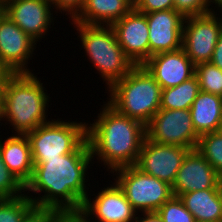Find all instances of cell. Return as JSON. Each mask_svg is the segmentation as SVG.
<instances>
[{"label":"cell","mask_w":222,"mask_h":222,"mask_svg":"<svg viewBox=\"0 0 222 222\" xmlns=\"http://www.w3.org/2000/svg\"><path fill=\"white\" fill-rule=\"evenodd\" d=\"M190 111L194 129L199 137L222 130V96L200 91Z\"/></svg>","instance_id":"19"},{"label":"cell","mask_w":222,"mask_h":222,"mask_svg":"<svg viewBox=\"0 0 222 222\" xmlns=\"http://www.w3.org/2000/svg\"><path fill=\"white\" fill-rule=\"evenodd\" d=\"M135 9L144 14L170 10L174 9V0H139Z\"/></svg>","instance_id":"31"},{"label":"cell","mask_w":222,"mask_h":222,"mask_svg":"<svg viewBox=\"0 0 222 222\" xmlns=\"http://www.w3.org/2000/svg\"><path fill=\"white\" fill-rule=\"evenodd\" d=\"M199 92V81L194 75L177 86L162 89L160 109H190Z\"/></svg>","instance_id":"22"},{"label":"cell","mask_w":222,"mask_h":222,"mask_svg":"<svg viewBox=\"0 0 222 222\" xmlns=\"http://www.w3.org/2000/svg\"><path fill=\"white\" fill-rule=\"evenodd\" d=\"M34 206L27 195L0 199V222H21L25 214Z\"/></svg>","instance_id":"25"},{"label":"cell","mask_w":222,"mask_h":222,"mask_svg":"<svg viewBox=\"0 0 222 222\" xmlns=\"http://www.w3.org/2000/svg\"><path fill=\"white\" fill-rule=\"evenodd\" d=\"M39 80L34 72L17 73L2 84L3 122L13 127V135H27L50 121L47 119L50 94Z\"/></svg>","instance_id":"3"},{"label":"cell","mask_w":222,"mask_h":222,"mask_svg":"<svg viewBox=\"0 0 222 222\" xmlns=\"http://www.w3.org/2000/svg\"><path fill=\"white\" fill-rule=\"evenodd\" d=\"M0 8L36 42L46 37L51 24L54 25L55 11L50 0H3L0 2Z\"/></svg>","instance_id":"11"},{"label":"cell","mask_w":222,"mask_h":222,"mask_svg":"<svg viewBox=\"0 0 222 222\" xmlns=\"http://www.w3.org/2000/svg\"><path fill=\"white\" fill-rule=\"evenodd\" d=\"M200 91L222 96V70L211 62L195 66Z\"/></svg>","instance_id":"24"},{"label":"cell","mask_w":222,"mask_h":222,"mask_svg":"<svg viewBox=\"0 0 222 222\" xmlns=\"http://www.w3.org/2000/svg\"><path fill=\"white\" fill-rule=\"evenodd\" d=\"M32 160L34 170L25 185L28 191L25 195L35 206L55 209L62 215H78L90 191L86 186L87 170L93 166L87 138L72 153L54 159ZM42 192L44 195L40 194Z\"/></svg>","instance_id":"1"},{"label":"cell","mask_w":222,"mask_h":222,"mask_svg":"<svg viewBox=\"0 0 222 222\" xmlns=\"http://www.w3.org/2000/svg\"><path fill=\"white\" fill-rule=\"evenodd\" d=\"M208 4H209V13H222V0H208ZM215 5V6H212ZM212 8H211V7ZM215 7V8H213ZM218 10V12H216L214 9Z\"/></svg>","instance_id":"35"},{"label":"cell","mask_w":222,"mask_h":222,"mask_svg":"<svg viewBox=\"0 0 222 222\" xmlns=\"http://www.w3.org/2000/svg\"><path fill=\"white\" fill-rule=\"evenodd\" d=\"M210 62L222 70V32L219 36Z\"/></svg>","instance_id":"32"},{"label":"cell","mask_w":222,"mask_h":222,"mask_svg":"<svg viewBox=\"0 0 222 222\" xmlns=\"http://www.w3.org/2000/svg\"><path fill=\"white\" fill-rule=\"evenodd\" d=\"M115 172V173H114ZM113 180L137 213L156 212L173 196L172 186L146 174L135 165L115 169Z\"/></svg>","instance_id":"7"},{"label":"cell","mask_w":222,"mask_h":222,"mask_svg":"<svg viewBox=\"0 0 222 222\" xmlns=\"http://www.w3.org/2000/svg\"><path fill=\"white\" fill-rule=\"evenodd\" d=\"M91 196L88 194L78 214L84 222H133L137 215L116 182L100 189L97 195L93 194L95 198Z\"/></svg>","instance_id":"10"},{"label":"cell","mask_w":222,"mask_h":222,"mask_svg":"<svg viewBox=\"0 0 222 222\" xmlns=\"http://www.w3.org/2000/svg\"><path fill=\"white\" fill-rule=\"evenodd\" d=\"M62 214L51 208L33 206L21 222H56Z\"/></svg>","instance_id":"29"},{"label":"cell","mask_w":222,"mask_h":222,"mask_svg":"<svg viewBox=\"0 0 222 222\" xmlns=\"http://www.w3.org/2000/svg\"><path fill=\"white\" fill-rule=\"evenodd\" d=\"M162 88L143 65H136L108 89L107 103L145 126L160 110Z\"/></svg>","instance_id":"4"},{"label":"cell","mask_w":222,"mask_h":222,"mask_svg":"<svg viewBox=\"0 0 222 222\" xmlns=\"http://www.w3.org/2000/svg\"><path fill=\"white\" fill-rule=\"evenodd\" d=\"M3 121V90L2 85H0V123ZM2 126V124H0Z\"/></svg>","instance_id":"37"},{"label":"cell","mask_w":222,"mask_h":222,"mask_svg":"<svg viewBox=\"0 0 222 222\" xmlns=\"http://www.w3.org/2000/svg\"><path fill=\"white\" fill-rule=\"evenodd\" d=\"M218 15V17H217ZM185 17L182 49L196 66L210 62L222 32V14Z\"/></svg>","instance_id":"9"},{"label":"cell","mask_w":222,"mask_h":222,"mask_svg":"<svg viewBox=\"0 0 222 222\" xmlns=\"http://www.w3.org/2000/svg\"><path fill=\"white\" fill-rule=\"evenodd\" d=\"M0 152L7 168L25 186L32 178L34 164L26 135H13L4 139L0 135Z\"/></svg>","instance_id":"18"},{"label":"cell","mask_w":222,"mask_h":222,"mask_svg":"<svg viewBox=\"0 0 222 222\" xmlns=\"http://www.w3.org/2000/svg\"><path fill=\"white\" fill-rule=\"evenodd\" d=\"M132 9L125 0H85L80 13L71 22L111 26Z\"/></svg>","instance_id":"20"},{"label":"cell","mask_w":222,"mask_h":222,"mask_svg":"<svg viewBox=\"0 0 222 222\" xmlns=\"http://www.w3.org/2000/svg\"><path fill=\"white\" fill-rule=\"evenodd\" d=\"M143 66L162 89L177 86L195 75V65L182 48L152 55Z\"/></svg>","instance_id":"17"},{"label":"cell","mask_w":222,"mask_h":222,"mask_svg":"<svg viewBox=\"0 0 222 222\" xmlns=\"http://www.w3.org/2000/svg\"><path fill=\"white\" fill-rule=\"evenodd\" d=\"M205 189H222V178L195 148L184 158L172 185V192L179 197L184 193Z\"/></svg>","instance_id":"15"},{"label":"cell","mask_w":222,"mask_h":222,"mask_svg":"<svg viewBox=\"0 0 222 222\" xmlns=\"http://www.w3.org/2000/svg\"><path fill=\"white\" fill-rule=\"evenodd\" d=\"M56 13H62L63 16L70 15L69 20H73L84 6L85 0H50ZM57 10V11H56Z\"/></svg>","instance_id":"30"},{"label":"cell","mask_w":222,"mask_h":222,"mask_svg":"<svg viewBox=\"0 0 222 222\" xmlns=\"http://www.w3.org/2000/svg\"><path fill=\"white\" fill-rule=\"evenodd\" d=\"M11 75L12 73L8 70V68L0 59V85H2Z\"/></svg>","instance_id":"34"},{"label":"cell","mask_w":222,"mask_h":222,"mask_svg":"<svg viewBox=\"0 0 222 222\" xmlns=\"http://www.w3.org/2000/svg\"><path fill=\"white\" fill-rule=\"evenodd\" d=\"M137 213L133 222H164L157 212Z\"/></svg>","instance_id":"33"},{"label":"cell","mask_w":222,"mask_h":222,"mask_svg":"<svg viewBox=\"0 0 222 222\" xmlns=\"http://www.w3.org/2000/svg\"><path fill=\"white\" fill-rule=\"evenodd\" d=\"M149 27V58L182 48L185 17L174 9L146 14Z\"/></svg>","instance_id":"16"},{"label":"cell","mask_w":222,"mask_h":222,"mask_svg":"<svg viewBox=\"0 0 222 222\" xmlns=\"http://www.w3.org/2000/svg\"><path fill=\"white\" fill-rule=\"evenodd\" d=\"M127 3H129L133 8L138 4L139 0H125Z\"/></svg>","instance_id":"38"},{"label":"cell","mask_w":222,"mask_h":222,"mask_svg":"<svg viewBox=\"0 0 222 222\" xmlns=\"http://www.w3.org/2000/svg\"><path fill=\"white\" fill-rule=\"evenodd\" d=\"M196 150L222 178V130L201 135Z\"/></svg>","instance_id":"23"},{"label":"cell","mask_w":222,"mask_h":222,"mask_svg":"<svg viewBox=\"0 0 222 222\" xmlns=\"http://www.w3.org/2000/svg\"><path fill=\"white\" fill-rule=\"evenodd\" d=\"M67 121L52 119L26 135L32 159L59 158L72 153L86 139V122Z\"/></svg>","instance_id":"6"},{"label":"cell","mask_w":222,"mask_h":222,"mask_svg":"<svg viewBox=\"0 0 222 222\" xmlns=\"http://www.w3.org/2000/svg\"><path fill=\"white\" fill-rule=\"evenodd\" d=\"M174 10L184 17L200 16L209 13L208 0H174Z\"/></svg>","instance_id":"28"},{"label":"cell","mask_w":222,"mask_h":222,"mask_svg":"<svg viewBox=\"0 0 222 222\" xmlns=\"http://www.w3.org/2000/svg\"><path fill=\"white\" fill-rule=\"evenodd\" d=\"M56 222H84L78 215H62Z\"/></svg>","instance_id":"36"},{"label":"cell","mask_w":222,"mask_h":222,"mask_svg":"<svg viewBox=\"0 0 222 222\" xmlns=\"http://www.w3.org/2000/svg\"><path fill=\"white\" fill-rule=\"evenodd\" d=\"M190 150L178 145L155 143L145 138L135 166L172 186Z\"/></svg>","instance_id":"12"},{"label":"cell","mask_w":222,"mask_h":222,"mask_svg":"<svg viewBox=\"0 0 222 222\" xmlns=\"http://www.w3.org/2000/svg\"><path fill=\"white\" fill-rule=\"evenodd\" d=\"M184 206L196 222L222 221V189H205L181 194Z\"/></svg>","instance_id":"21"},{"label":"cell","mask_w":222,"mask_h":222,"mask_svg":"<svg viewBox=\"0 0 222 222\" xmlns=\"http://www.w3.org/2000/svg\"><path fill=\"white\" fill-rule=\"evenodd\" d=\"M146 138L159 144L195 149L199 136L190 109H160L146 125Z\"/></svg>","instance_id":"8"},{"label":"cell","mask_w":222,"mask_h":222,"mask_svg":"<svg viewBox=\"0 0 222 222\" xmlns=\"http://www.w3.org/2000/svg\"><path fill=\"white\" fill-rule=\"evenodd\" d=\"M71 23L79 34L77 37L82 43L81 49H85L93 68L106 82L107 90L136 66L117 42L111 26Z\"/></svg>","instance_id":"5"},{"label":"cell","mask_w":222,"mask_h":222,"mask_svg":"<svg viewBox=\"0 0 222 222\" xmlns=\"http://www.w3.org/2000/svg\"><path fill=\"white\" fill-rule=\"evenodd\" d=\"M35 45L37 46V42L0 8V59L12 74L32 73L27 64L35 54Z\"/></svg>","instance_id":"13"},{"label":"cell","mask_w":222,"mask_h":222,"mask_svg":"<svg viewBox=\"0 0 222 222\" xmlns=\"http://www.w3.org/2000/svg\"><path fill=\"white\" fill-rule=\"evenodd\" d=\"M164 222H196L178 196H172L157 211Z\"/></svg>","instance_id":"26"},{"label":"cell","mask_w":222,"mask_h":222,"mask_svg":"<svg viewBox=\"0 0 222 222\" xmlns=\"http://www.w3.org/2000/svg\"><path fill=\"white\" fill-rule=\"evenodd\" d=\"M100 109L97 119H92V124H86V138L93 164L96 158L107 167V172L136 165L146 138V126L118 113L107 102Z\"/></svg>","instance_id":"2"},{"label":"cell","mask_w":222,"mask_h":222,"mask_svg":"<svg viewBox=\"0 0 222 222\" xmlns=\"http://www.w3.org/2000/svg\"><path fill=\"white\" fill-rule=\"evenodd\" d=\"M24 194L25 186L4 164L0 152V199L20 197Z\"/></svg>","instance_id":"27"},{"label":"cell","mask_w":222,"mask_h":222,"mask_svg":"<svg viewBox=\"0 0 222 222\" xmlns=\"http://www.w3.org/2000/svg\"><path fill=\"white\" fill-rule=\"evenodd\" d=\"M111 27L124 53L135 65H143L149 59V27L146 14L133 8Z\"/></svg>","instance_id":"14"}]
</instances>
